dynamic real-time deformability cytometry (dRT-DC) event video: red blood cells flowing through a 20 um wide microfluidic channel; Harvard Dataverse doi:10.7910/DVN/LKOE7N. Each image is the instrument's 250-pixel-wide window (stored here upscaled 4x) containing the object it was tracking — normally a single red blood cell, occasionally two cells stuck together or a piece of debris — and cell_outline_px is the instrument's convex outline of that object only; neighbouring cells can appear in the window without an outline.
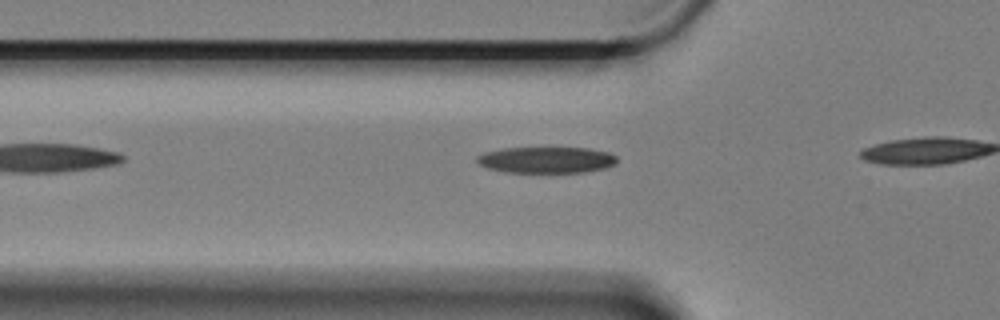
{"species": "Egyptian fruit bat (a non-hibernating species)", "species_latin": "Rousettus aegyptiacus", "temperature_condition": "cold", "stored_images_in_passage": 4, "camera_frame_rate_fps": 3000, "um_per_image_px": 0.085, "animal": {"sex": "female"}, "frame": {"image": 1, "passage_image": 2, "time_ms": 0.333, "image_size_px": [1000, 320], "cell_outline_px": [[616, 164], [608, 168], [584, 172], [504, 172], [488, 168], [480, 164], [476, 160], [476, 156], [484, 152], [504, 148], [588, 148], [608, 152], [616, 156]], "centroid_in_image_um": [46.46, 13.59], "position_along_channel_um": 79.3, "area_um2": 21.44}}